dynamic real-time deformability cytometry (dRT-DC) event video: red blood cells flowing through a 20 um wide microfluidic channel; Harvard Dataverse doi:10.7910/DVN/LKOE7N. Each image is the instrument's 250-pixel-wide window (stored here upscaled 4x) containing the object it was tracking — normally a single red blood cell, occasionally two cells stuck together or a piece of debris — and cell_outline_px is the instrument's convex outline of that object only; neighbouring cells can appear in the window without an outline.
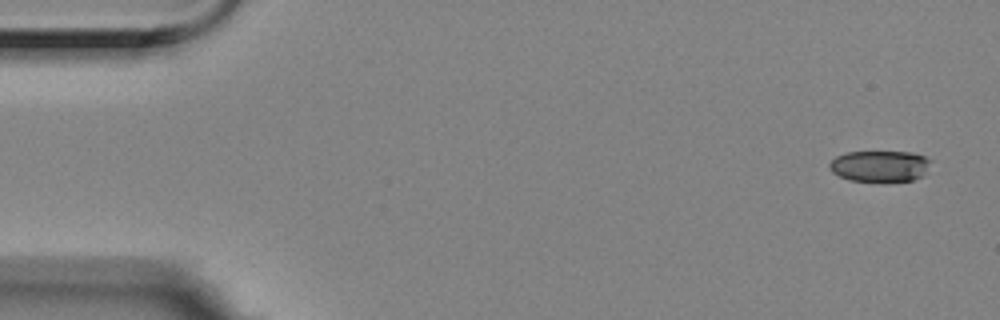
{"species": "Egyptian fruit bat (a non-hibernating species)", "species_latin": "Rousettus aegyptiacus", "temperature_condition": "room temperature", "stored_images_in_passage": 5, "camera_frame_rate_fps": 3000, "um_per_image_px": 0.085, "animal": {"sex": "female"}, "frame": {"image": 1, "passage_image": 1, "time_ms": 0.0, "image_size_px": [1000, 320], "cell_outline_px": [[932, 160], [924, 176], [912, 180], [848, 180], [832, 172], [828, 164], [836, 156], [848, 152], [912, 152], [924, 156]], "centroid_in_image_um": [74.81, 14.1], "position_along_channel_um": 10.2, "area_um2": 18.21}}
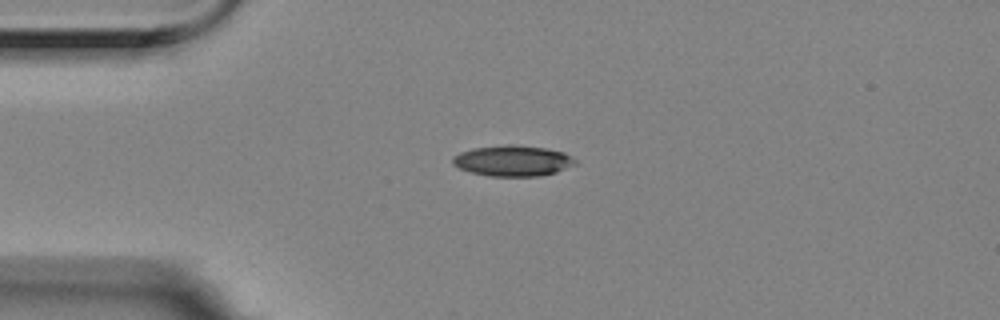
{"frame": {"image": 2, "passage_image": 4, "time_ms": 1.0, "image_size_px": [1000, 320], "cell_outline_px": [[576, 164], [556, 172], [540, 176], [488, 176], [472, 172], [460, 168], [452, 164], [452, 160], [460, 152], [472, 148], [508, 144], [512, 144], [544, 148], [564, 152], [576, 160]], "centroid_in_image_um": [43.59, 13.66], "position_along_channel_um": 41.4, "area_um2": 21.85}}